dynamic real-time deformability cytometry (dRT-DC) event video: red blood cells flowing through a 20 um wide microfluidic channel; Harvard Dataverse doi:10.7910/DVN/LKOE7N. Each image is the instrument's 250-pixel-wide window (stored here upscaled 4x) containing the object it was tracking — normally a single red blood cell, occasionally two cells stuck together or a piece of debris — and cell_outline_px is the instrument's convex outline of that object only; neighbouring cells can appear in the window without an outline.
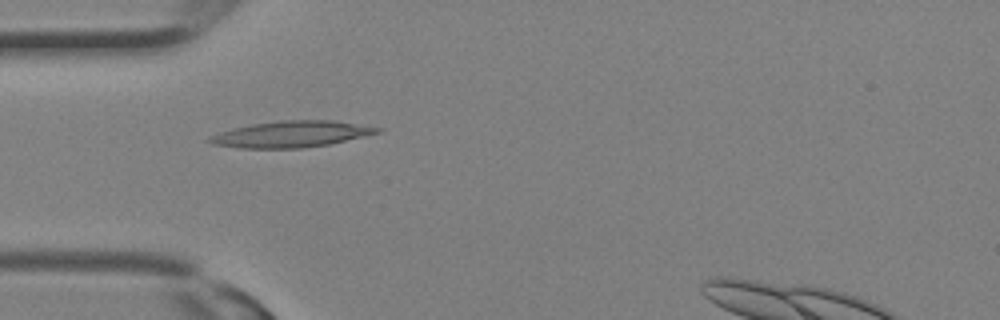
{"species": "Egyptian fruit bat (a non-hibernating species)", "species_latin": "Rousettus aegyptiacus", "temperature_condition": "room temperature", "stored_images_in_passage": 31, "camera_frame_rate_fps": 3000, "um_per_image_px": 0.085, "animal": {"sex": "female"}, "frame": {"image": 1, "passage_image": 10, "time_ms": 3.0, "image_size_px": [1000, 320], "cell_outline_px": [[384, 128], [380, 132], [328, 144], [304, 148], [240, 148], [212, 144], [204, 140], [208, 136], [232, 128], [252, 124], [280, 120], [332, 120]], "centroid_in_image_um": [24.7, 11.4], "position_along_channel_um": 60.3, "area_um2": 25.66}}
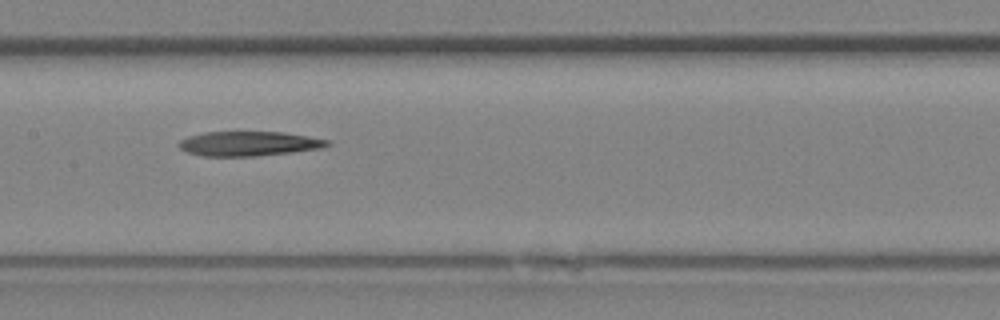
{"frame": {"image": 2, "passage_image": 16, "time_ms": 5.0, "image_size_px": [1000, 320], "cell_outline_px": [[332, 144], [324, 148], [292, 152], [256, 156], [204, 156], [188, 152], [180, 148], [176, 144], [180, 140], [188, 136], [204, 132], [284, 132], [308, 136], [328, 140]], "centroid_in_image_um": [21.16, 12.21], "position_along_channel_um": 186.2, "area_um2": 21.33}}
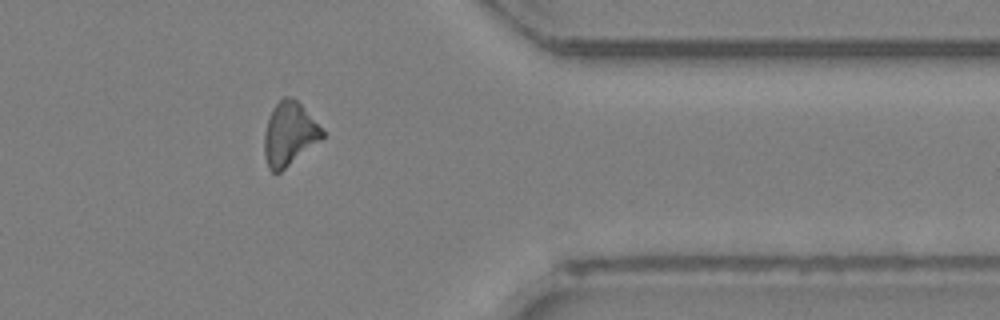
{"frame": {"image": 3, "passage_image": 26, "time_ms": 8.333, "image_size_px": [1000, 320], "cell_outline_px": [[324, 136], [320, 140], [280, 172], [272, 172], [268, 168], [264, 156], [264, 132], [268, 116], [272, 108], [284, 96], [292, 96], [300, 104], [324, 132]], "centroid_in_image_um": [24.54, 11.38], "position_along_channel_um": 386.9, "area_um2": 21.15}}